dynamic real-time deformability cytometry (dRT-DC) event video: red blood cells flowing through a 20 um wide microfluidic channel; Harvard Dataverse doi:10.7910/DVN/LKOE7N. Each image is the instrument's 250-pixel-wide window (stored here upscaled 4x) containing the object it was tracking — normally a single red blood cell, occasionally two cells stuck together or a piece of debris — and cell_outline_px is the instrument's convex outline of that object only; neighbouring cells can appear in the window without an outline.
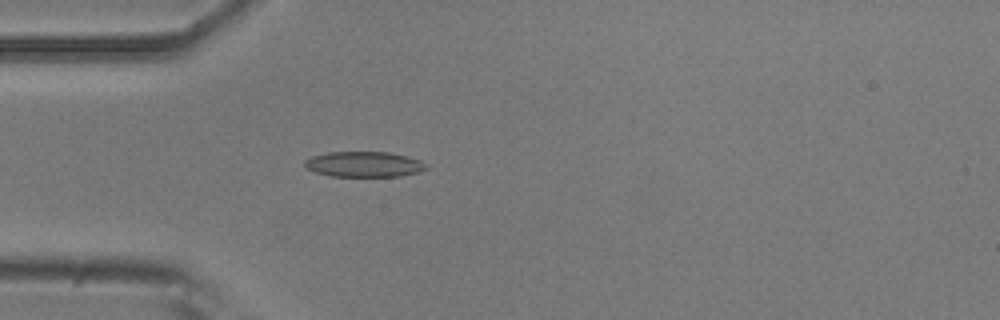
{"species": "common noctule bat (a hibernating species)", "species_latin": "Nyctalus noctula", "temperature_condition": "room temperature", "stored_images_in_passage": 5, "camera_frame_rate_fps": 3000, "um_per_image_px": 0.085, "animal": {"sex": "male", "body_mass_g": 20.5, "forearm_length_mm": 52.5}, "frame": {"image": 1, "passage_image": 5, "time_ms": 1.333, "image_size_px": [1000, 320], "cell_outline_px": [[428, 168], [420, 172], [400, 176], [332, 176], [316, 172], [304, 168], [304, 160], [312, 156], [328, 152], [388, 152], [408, 156], [420, 160], [428, 164]], "centroid_in_image_um": [30.96, 13.96], "position_along_channel_um": 54.0, "area_um2": 18.15}}